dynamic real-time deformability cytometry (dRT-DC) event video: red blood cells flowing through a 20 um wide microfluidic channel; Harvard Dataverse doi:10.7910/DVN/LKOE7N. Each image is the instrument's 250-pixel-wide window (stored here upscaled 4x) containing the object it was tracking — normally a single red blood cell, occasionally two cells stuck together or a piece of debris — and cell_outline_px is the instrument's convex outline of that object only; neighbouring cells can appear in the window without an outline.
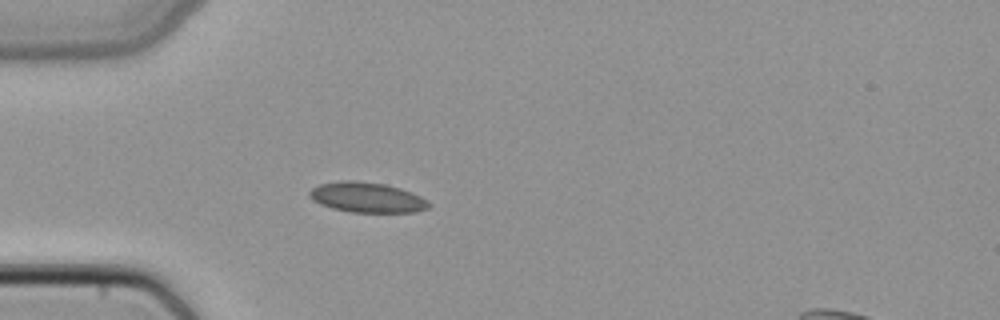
{"species": "common noctule bat (a hibernating species)", "species_latin": "Nyctalus noctula", "temperature_condition": "cold", "stored_images_in_passage": 3, "camera_frame_rate_fps": 3000, "um_per_image_px": 0.085, "animal": {"sex": "female", "body_mass_g": 22.7, "forearm_length_mm": 54.2}, "frame": {"image": 1, "passage_image": 3, "time_ms": 0.667, "image_size_px": [1000, 320], "cell_outline_px": [[432, 204], [428, 208], [416, 212], [352, 212], [332, 208], [320, 204], [312, 200], [308, 196], [308, 192], [312, 188], [320, 184], [340, 180], [356, 180], [384, 184], [400, 188], [412, 192], [420, 196]], "centroid_in_image_um": [31.18, 16.77], "position_along_channel_um": 53.8, "area_um2": 21.1}}